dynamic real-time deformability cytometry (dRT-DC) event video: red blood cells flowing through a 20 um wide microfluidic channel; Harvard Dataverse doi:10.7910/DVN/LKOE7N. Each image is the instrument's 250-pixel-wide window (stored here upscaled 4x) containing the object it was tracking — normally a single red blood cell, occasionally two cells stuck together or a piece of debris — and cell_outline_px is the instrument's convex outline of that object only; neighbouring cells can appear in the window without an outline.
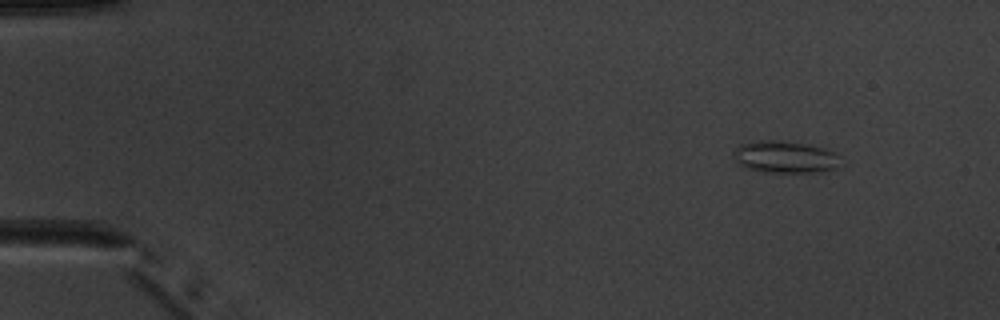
{"species": "common noctule bat (a hibernating species)", "species_latin": "Nyctalus noctula", "temperature_condition": "warm", "stored_images_in_passage": 5, "camera_frame_rate_fps": 3000, "um_per_image_px": 0.085, "animal": {"sex": "male", "body_mass_g": 20.1, "forearm_length_mm": 53.5}, "frame": {"image": 1, "passage_image": 1, "time_ms": 0.0, "image_size_px": [1000, 320], "cell_outline_px": [[840, 156], [836, 168], [820, 172], [764, 172], [744, 168], [736, 160], [736, 148], [740, 144], [760, 140], [784, 140], [808, 144], [832, 152]], "centroid_in_image_um": [66.72, 13.34], "position_along_channel_um": 18.3, "area_um2": 19.77}}
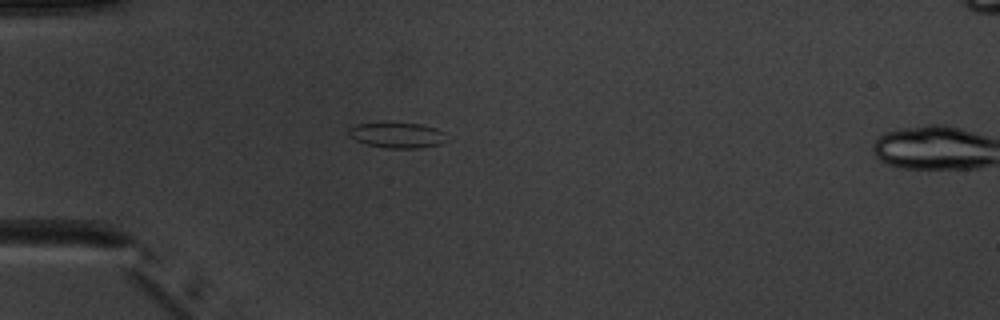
{"frame": {"image": 2, "passage_image": 4, "time_ms": 3.333, "image_size_px": [1000, 320], "cell_outline_px": [[444, 132], [440, 144], [420, 148], [388, 148], [368, 144], [356, 140], [348, 136], [348, 128], [356, 124], [420, 124], [436, 128]], "centroid_in_image_um": [33.7, 11.5], "position_along_channel_um": 51.3, "area_um2": 13.99}}